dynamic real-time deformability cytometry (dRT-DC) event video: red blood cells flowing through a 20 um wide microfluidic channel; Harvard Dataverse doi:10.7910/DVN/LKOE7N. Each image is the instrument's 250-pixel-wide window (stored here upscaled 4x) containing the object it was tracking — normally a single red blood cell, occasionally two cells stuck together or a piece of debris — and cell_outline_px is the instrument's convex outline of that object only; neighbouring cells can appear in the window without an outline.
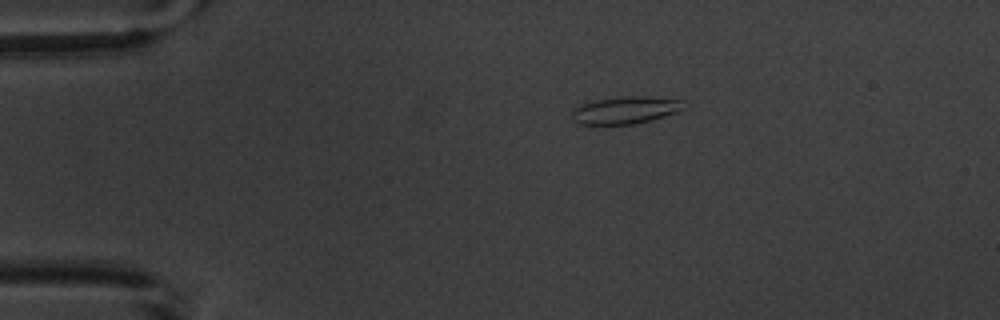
{"species": "common noctule bat (a hibernating species)", "species_latin": "Nyctalus noctula", "temperature_condition": "warm", "stored_images_in_passage": 4, "camera_frame_rate_fps": 3000, "um_per_image_px": 0.085, "animal": {"sex": "male", "body_mass_g": 20.1, "forearm_length_mm": 53.5}, "frame": {"image": 1, "passage_image": 2, "time_ms": 1.0, "image_size_px": [1000, 320], "cell_outline_px": [[680, 100], [676, 112], [652, 120], [632, 124], [580, 124], [572, 120], [572, 112], [580, 104], [596, 100], [624, 96], [648, 96]], "centroid_in_image_um": [53.05, 9.36], "position_along_channel_um": 31.9, "area_um2": 17.28}}
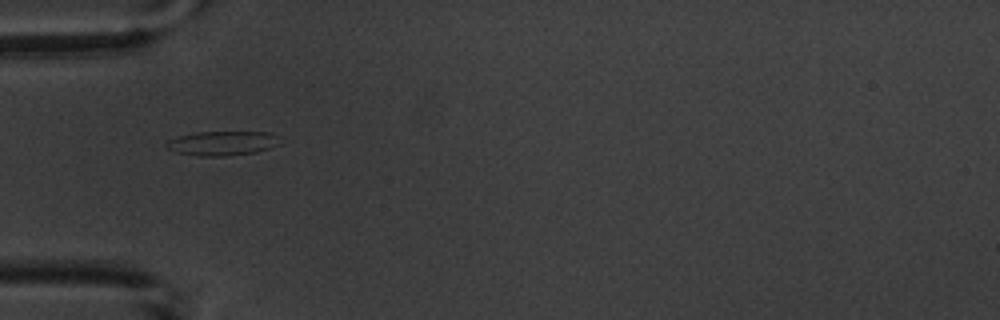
{"frame": {"image": 2, "passage_image": 4, "time_ms": 3.333, "image_size_px": [1000, 320], "cell_outline_px": [[280, 144], [256, 152], [228, 156], [196, 156], [176, 152], [168, 148], [164, 144], [168, 140], [180, 136], [196, 132], [268, 132], [276, 136]], "centroid_in_image_um": [18.87, 12.18], "position_along_channel_um": 66.1, "area_um2": 16.01}}